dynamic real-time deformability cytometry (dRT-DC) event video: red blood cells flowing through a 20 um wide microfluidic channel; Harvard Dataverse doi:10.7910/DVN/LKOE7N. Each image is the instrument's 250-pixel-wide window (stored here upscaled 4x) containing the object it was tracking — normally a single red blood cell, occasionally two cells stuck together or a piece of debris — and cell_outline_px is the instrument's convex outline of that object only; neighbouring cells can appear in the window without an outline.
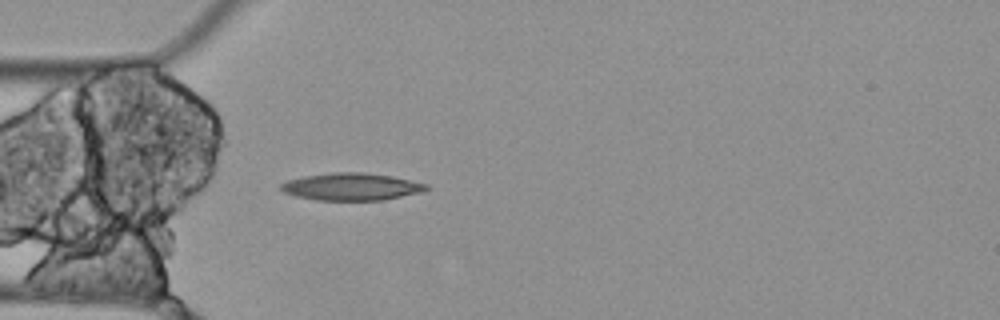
{"species": "Egyptian fruit bat (a non-hibernating species)", "species_latin": "Rousettus aegyptiacus", "temperature_condition": "cold", "stored_images_in_passage": 3, "camera_frame_rate_fps": 3000, "um_per_image_px": 0.085, "animal": {"sex": "female"}, "frame": {"image": 1, "passage_image": 3, "time_ms": 0.667, "image_size_px": [1000, 320], "cell_outline_px": [[428, 188], [424, 192], [384, 200], [316, 200], [296, 196], [284, 192], [280, 188], [280, 184], [288, 180], [304, 176], [332, 172], [364, 172], [392, 176], [428, 184]], "centroid_in_image_um": [29.89, 15.87], "position_along_channel_um": 55.1, "area_um2": 23.24}}